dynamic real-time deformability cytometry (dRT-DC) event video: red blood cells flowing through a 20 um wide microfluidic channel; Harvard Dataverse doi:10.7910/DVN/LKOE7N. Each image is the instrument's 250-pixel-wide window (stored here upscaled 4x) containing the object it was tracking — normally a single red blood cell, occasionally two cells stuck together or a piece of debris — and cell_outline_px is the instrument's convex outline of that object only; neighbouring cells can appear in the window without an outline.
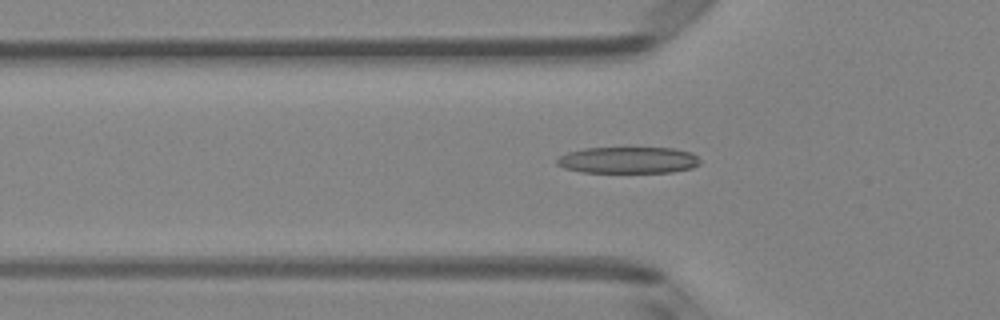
{"species": "Egyptian fruit bat (a non-hibernating species)", "species_latin": "Rousettus aegyptiacus", "temperature_condition": "room temperature", "stored_images_in_passage": 34, "camera_frame_rate_fps": 3000, "um_per_image_px": 0.085, "animal": {"sex": "female"}, "frame": {"image": 1, "passage_image": 5, "time_ms": 1.333, "image_size_px": [1000, 320], "cell_outline_px": [[700, 164], [692, 168], [672, 172], [580, 172], [564, 168], [556, 164], [556, 160], [560, 156], [568, 152], [584, 148], [672, 148], [692, 152], [700, 160]], "centroid_in_image_um": [53.4, 13.61], "position_along_channel_um": 72.4, "area_um2": 22.14}}
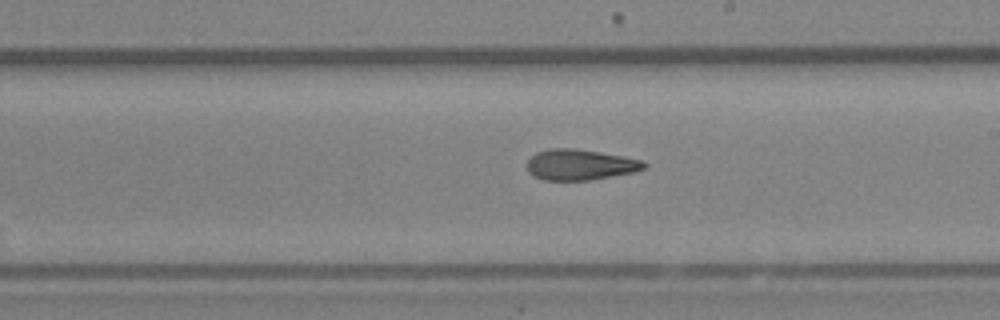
{"frame": {"image": 2, "passage_image": 17, "time_ms": 5.333, "image_size_px": [1000, 320], "cell_outline_px": [[648, 164], [644, 168], [636, 172], [588, 180], [544, 180], [528, 172], [528, 160], [536, 152], [552, 148], [576, 148], [624, 156], [644, 160]], "centroid_in_image_um": [49.35, 13.99], "position_along_channel_um": 239.6, "area_um2": 20.98}}
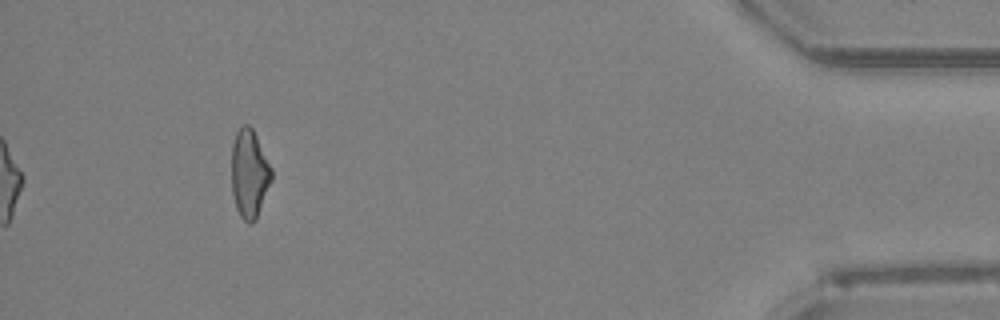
{"frame": {"image": 3, "passage_image": 34, "time_ms": 11.0, "image_size_px": [1000, 320], "cell_outline_px": [[272, 180], [256, 220], [252, 224], [248, 224], [240, 216], [236, 208], [232, 192], [232, 144], [236, 132], [244, 124], [248, 124], [252, 128], [272, 168]], "centroid_in_image_um": [21.2, 14.79], "position_along_channel_um": 414.0, "area_um2": 20.63}, "authors_computed_cell_mechanics": {"area_um2": 21.2704, "velocity_mm_per_s": 4.1799, "shape_relaxation_time_tau1_ms": 3.995, "shape_relaxation_time_tau2_ms": 3.8598, "deformation_change_tau1": 0.1682, "deformation_change_tau2": 0.1398}}